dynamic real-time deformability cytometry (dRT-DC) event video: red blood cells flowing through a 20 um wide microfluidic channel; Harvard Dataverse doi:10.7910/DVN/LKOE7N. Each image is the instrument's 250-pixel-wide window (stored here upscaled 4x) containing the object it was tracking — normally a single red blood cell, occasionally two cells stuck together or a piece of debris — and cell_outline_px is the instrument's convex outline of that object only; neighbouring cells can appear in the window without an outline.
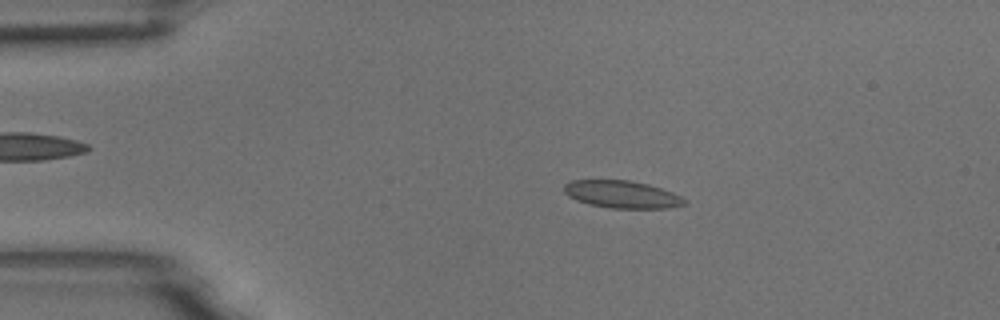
{"species": "common noctule bat (a hibernating species)", "species_latin": "Nyctalus noctula", "temperature_condition": "room temperature", "stored_images_in_passage": 6, "camera_frame_rate_fps": 3000, "um_per_image_px": 0.085, "animal": {"sex": "male", "body_mass_g": 18.8}, "frame": {"image": 1, "passage_image": 3, "time_ms": 0.667, "image_size_px": [1000, 320], "cell_outline_px": [[684, 204], [668, 208], [612, 208], [588, 204], [576, 200], [568, 196], [564, 192], [564, 184], [572, 180], [628, 180], [648, 184], [672, 192], [680, 196], [684, 200]], "centroid_in_image_um": [52.81, 16.52], "position_along_channel_um": 32.2, "area_um2": 19.07}}
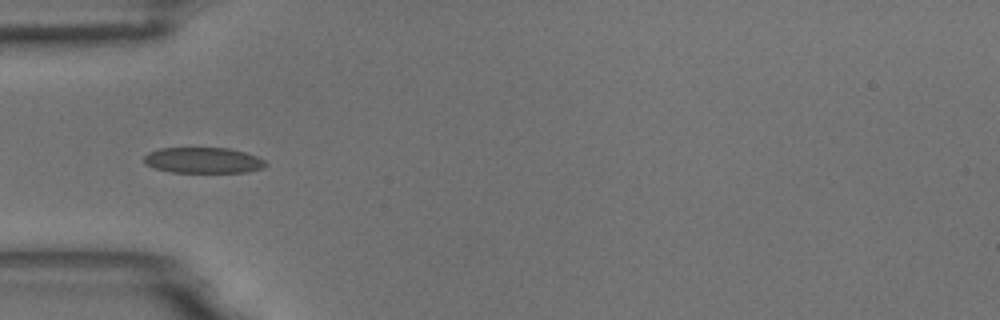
{"frame": {"image": 2, "passage_image": 5, "time_ms": 1.333, "image_size_px": [1000, 320], "cell_outline_px": [[268, 164], [264, 168], [248, 172], [172, 172], [156, 168], [144, 164], [144, 156], [148, 152], [160, 148], [228, 148], [244, 152], [256, 156], [264, 160]], "centroid_in_image_um": [17.28, 13.63], "position_along_channel_um": 67.7, "area_um2": 18.26}}